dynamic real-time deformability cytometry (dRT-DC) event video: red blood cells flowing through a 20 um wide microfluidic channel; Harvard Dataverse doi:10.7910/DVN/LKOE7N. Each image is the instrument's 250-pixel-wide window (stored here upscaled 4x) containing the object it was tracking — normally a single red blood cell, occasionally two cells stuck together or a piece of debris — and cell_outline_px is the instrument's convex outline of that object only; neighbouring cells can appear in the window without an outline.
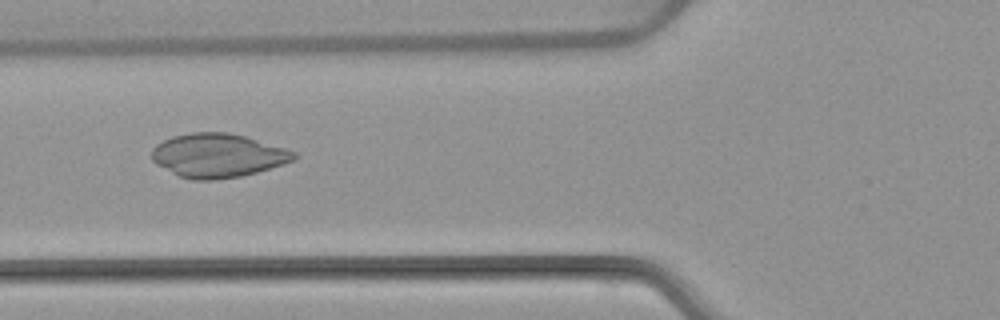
{"species": "common noctule bat (a hibernating species)", "species_latin": "Nyctalus noctula", "temperature_condition": "warm", "stored_images_in_passage": 52, "camera_frame_rate_fps": 3000, "um_per_image_px": 0.085, "animal": {"sex": "female", "body_mass_g": 22.7, "forearm_length_mm": 54.2}, "frame": {"image": 1, "passage_image": 20, "time_ms": 6.333, "image_size_px": [1000, 320], "cell_outline_px": [[300, 156], [292, 160], [256, 172], [240, 176], [216, 180], [192, 180], [180, 176], [156, 164], [152, 160], [152, 148], [156, 144], [172, 136], [192, 132], [228, 132], [244, 136], [284, 148], [296, 152]], "centroid_in_image_um": [18.48, 13.21], "position_along_channel_um": 107.3, "area_um2": 36.01}}
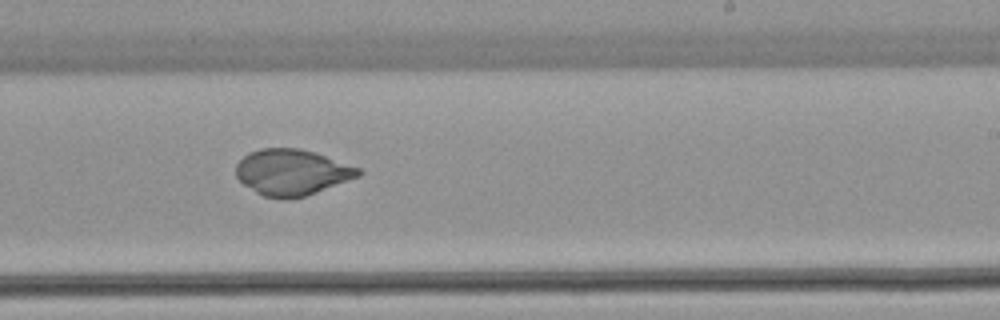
{"frame": {"image": 2, "passage_image": 32, "time_ms": 10.333, "image_size_px": [1000, 320], "cell_outline_px": [[364, 172], [360, 176], [316, 192], [304, 196], [288, 200], [280, 200], [264, 196], [256, 192], [244, 184], [236, 176], [236, 164], [248, 152], [260, 148], [300, 148], [360, 168]], "centroid_in_image_um": [24.79, 14.65], "position_along_channel_um": 264.2, "area_um2": 32.71}}
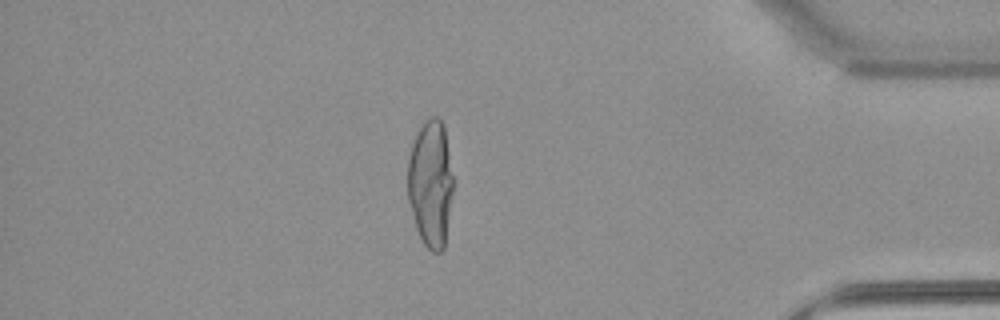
{"frame": {"image": 3, "passage_image": 45, "time_ms": 14.667, "image_size_px": [1000, 320], "cell_outline_px": [[456, 180], [444, 248], [440, 252], [432, 252], [424, 244], [416, 228], [408, 200], [408, 156], [412, 144], [424, 120], [432, 116], [436, 116], [444, 124]], "centroid_in_image_um": [36.65, 15.58], "position_along_channel_um": 398.5, "area_um2": 34.62}}